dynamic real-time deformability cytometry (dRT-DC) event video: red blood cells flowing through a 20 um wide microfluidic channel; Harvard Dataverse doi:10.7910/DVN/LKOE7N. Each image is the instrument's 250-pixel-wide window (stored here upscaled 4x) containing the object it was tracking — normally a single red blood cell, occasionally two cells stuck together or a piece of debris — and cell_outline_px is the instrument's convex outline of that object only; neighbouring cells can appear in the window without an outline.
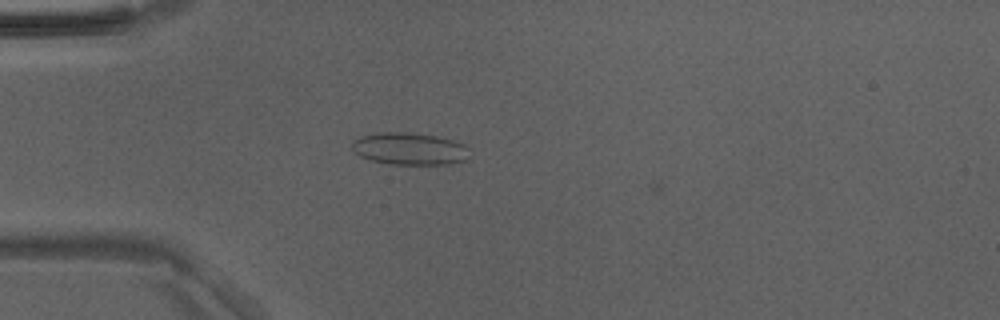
{"species": "Egyptian fruit bat (a non-hibernating species)", "species_latin": "Rousettus aegyptiacus", "temperature_condition": "room temperature", "stored_images_in_passage": 7, "camera_frame_rate_fps": 3000, "um_per_image_px": 0.085, "animal": {"sex": "male"}, "frame": {"image": 1, "passage_image": 6, "time_ms": 1.667, "image_size_px": [1000, 320], "cell_outline_px": [[468, 148], [464, 160], [448, 164], [388, 164], [372, 160], [360, 156], [352, 148], [352, 140], [360, 136], [380, 132], [408, 132], [436, 136], [452, 140], [464, 144]], "centroid_in_image_um": [34.76, 12.63], "position_along_channel_um": 50.2, "area_um2": 21.85}}